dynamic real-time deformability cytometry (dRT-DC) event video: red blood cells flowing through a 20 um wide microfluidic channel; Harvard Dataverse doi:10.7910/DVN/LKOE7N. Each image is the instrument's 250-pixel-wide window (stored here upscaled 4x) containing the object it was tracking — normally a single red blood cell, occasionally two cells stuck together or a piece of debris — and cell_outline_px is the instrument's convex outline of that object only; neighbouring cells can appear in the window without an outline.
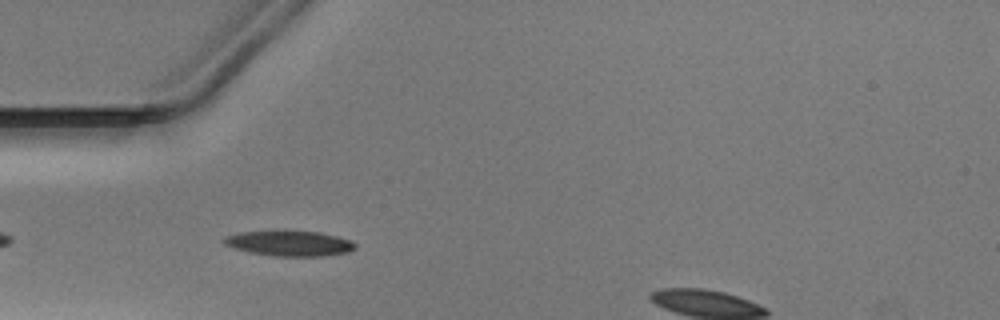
{"species": "Egyptian fruit bat (a non-hibernating species)", "species_latin": "Rousettus aegyptiacus", "temperature_condition": "warm", "stored_images_in_passage": 34, "camera_frame_rate_fps": 3000, "um_per_image_px": 0.085, "animal": {"sex": "male"}, "frame": {"image": 1, "passage_image": 3, "time_ms": 0.667, "image_size_px": [1000, 320], "cell_outline_px": [[356, 248], [348, 252], [324, 256], [272, 256], [252, 252], [236, 248], [224, 244], [224, 236], [240, 232], [276, 228], [284, 228], [320, 232], [352, 240], [356, 244]], "centroid_in_image_um": [24.61, 20.63], "position_along_channel_um": 60.4, "area_um2": 20.17}}
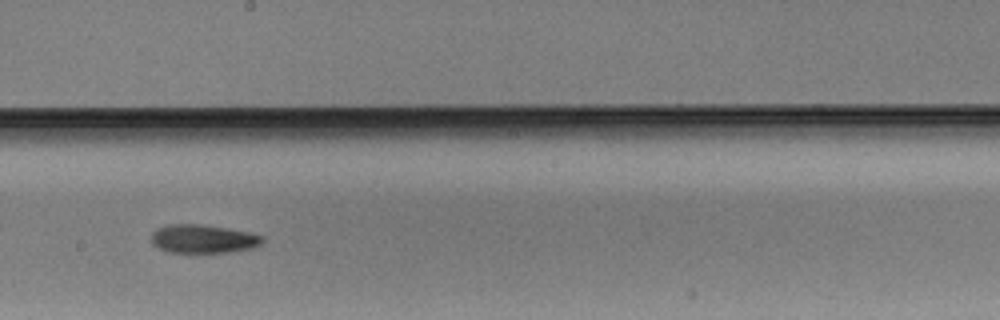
{"frame": {"image": 2, "passage_image": 16, "time_ms": 5.0, "image_size_px": [1000, 320], "cell_outline_px": [[264, 240], [260, 244], [252, 248], [228, 252], [168, 252], [152, 244], [152, 232], [156, 228], [168, 224], [204, 224], [228, 228], [248, 232], [264, 236]], "centroid_in_image_um": [17.26, 20.29], "position_along_channel_um": 230.9, "area_um2": 18.5}}
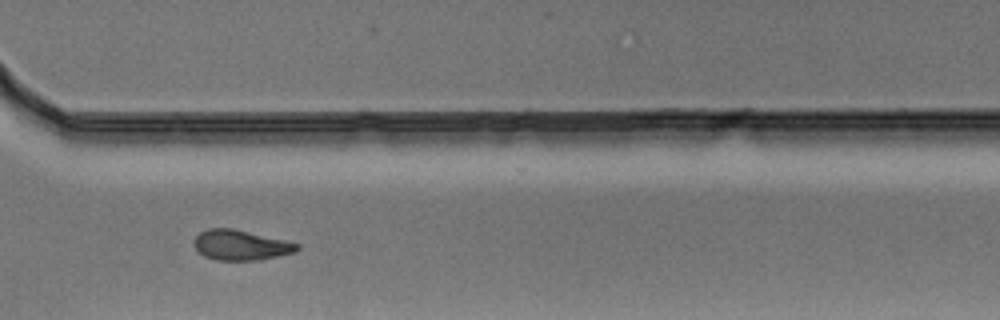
{"frame": {"image": 3, "passage_image": 25, "time_ms": 8.0, "image_size_px": [1000, 320], "cell_outline_px": [[300, 248], [296, 252], [256, 260], [216, 260], [204, 256], [196, 248], [192, 240], [200, 232], [208, 228], [232, 228], [284, 240], [300, 244]], "centroid_in_image_um": [20.44, 20.83], "position_along_channel_um": 350.2, "area_um2": 17.98}}